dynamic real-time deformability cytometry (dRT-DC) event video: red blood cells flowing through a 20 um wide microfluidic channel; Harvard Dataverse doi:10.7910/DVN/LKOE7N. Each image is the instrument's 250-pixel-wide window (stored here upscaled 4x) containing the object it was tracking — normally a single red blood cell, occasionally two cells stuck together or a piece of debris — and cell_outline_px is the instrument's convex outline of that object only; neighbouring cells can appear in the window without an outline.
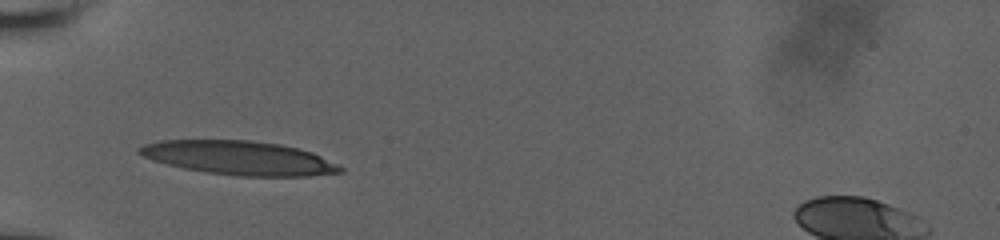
{"species": "human", "species_latin": "Homo sapiens", "temperature_condition": "room temperature", "stored_images_in_passage": 29, "camera_frame_rate_fps": 3000, "um_per_image_px": 0.085, "donor": {"sex": "male"}, "frame": {"image": 1, "passage_image": 1, "time_ms": 0.0, "image_size_px": [1000, 240], "cell_outline_px": [[344, 172], [308, 176], [240, 176], [204, 172], [184, 168], [152, 160], [136, 152], [136, 148], [144, 144], [160, 140], [252, 140], [280, 144], [312, 152], [344, 168]], "centroid_in_image_um": [20.3, 13.42], "position_along_channel_um": 64.7, "area_um2": 39.65}}
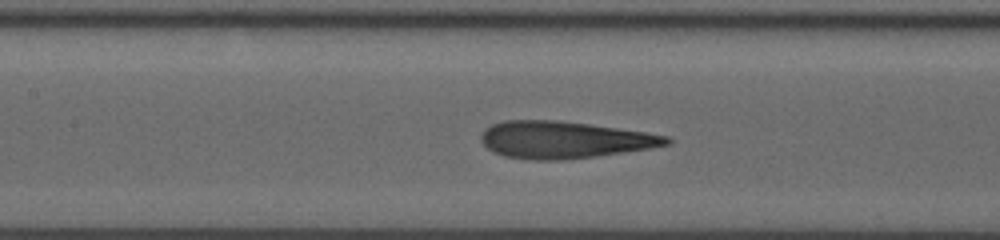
{"frame": {"image": 2, "passage_image": 13, "time_ms": 2.667, "image_size_px": [1000, 240], "cell_outline_px": [[672, 144], [648, 148], [596, 156], [564, 160], [532, 160], [504, 156], [492, 152], [480, 140], [480, 136], [484, 128], [492, 124], [504, 120], [556, 120], [588, 124], [644, 132], [668, 136], [672, 140]], "centroid_in_image_um": [47.9, 11.88], "position_along_channel_um": 159.5, "area_um2": 39.94}}
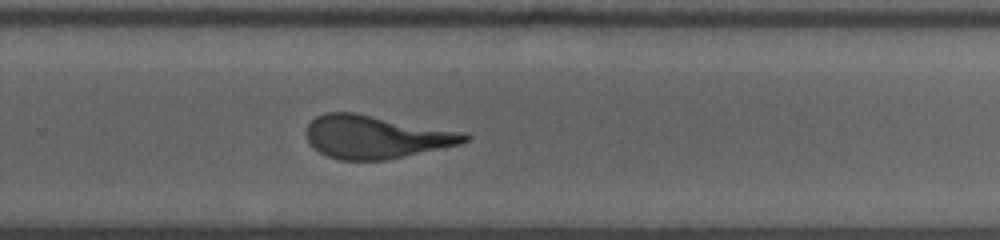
{"frame": {"image": 3, "passage_image": 29, "time_ms": 6.333, "image_size_px": [1000, 240], "cell_outline_px": [[472, 136], [468, 140], [460, 144], [388, 160], [340, 160], [328, 156], [312, 148], [308, 140], [308, 124], [316, 116], [324, 112], [352, 112], [464, 132]], "centroid_in_image_um": [31.95, 11.64], "position_along_channel_um": 297.8, "area_um2": 39.54}}